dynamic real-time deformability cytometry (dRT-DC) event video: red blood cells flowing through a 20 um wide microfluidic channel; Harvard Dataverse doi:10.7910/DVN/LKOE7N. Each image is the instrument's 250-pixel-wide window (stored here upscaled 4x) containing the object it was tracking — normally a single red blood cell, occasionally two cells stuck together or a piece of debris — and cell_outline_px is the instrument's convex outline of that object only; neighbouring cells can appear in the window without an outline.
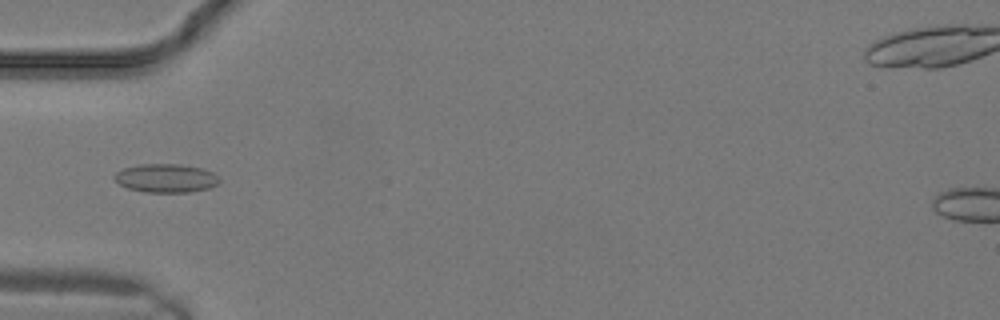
{"species": "common noctule bat (a hibernating species)", "species_latin": "Nyctalus noctula", "temperature_condition": "warm", "stored_images_in_passage": 10, "camera_frame_rate_fps": 3000, "um_per_image_px": 0.085, "animal": {"sex": "male", "body_mass_g": 19.2, "forearm_length_mm": 51.8}, "frame": {"image": 1, "passage_image": 9, "time_ms": 2.667, "image_size_px": [1000, 320], "cell_outline_px": [[220, 180], [216, 184], [208, 188], [192, 192], [144, 192], [128, 188], [120, 184], [116, 180], [116, 172], [124, 168], [140, 164], [180, 164], [204, 168], [212, 172]], "centroid_in_image_um": [14.13, 15.14], "position_along_channel_um": 70.9, "area_um2": 17.34}}